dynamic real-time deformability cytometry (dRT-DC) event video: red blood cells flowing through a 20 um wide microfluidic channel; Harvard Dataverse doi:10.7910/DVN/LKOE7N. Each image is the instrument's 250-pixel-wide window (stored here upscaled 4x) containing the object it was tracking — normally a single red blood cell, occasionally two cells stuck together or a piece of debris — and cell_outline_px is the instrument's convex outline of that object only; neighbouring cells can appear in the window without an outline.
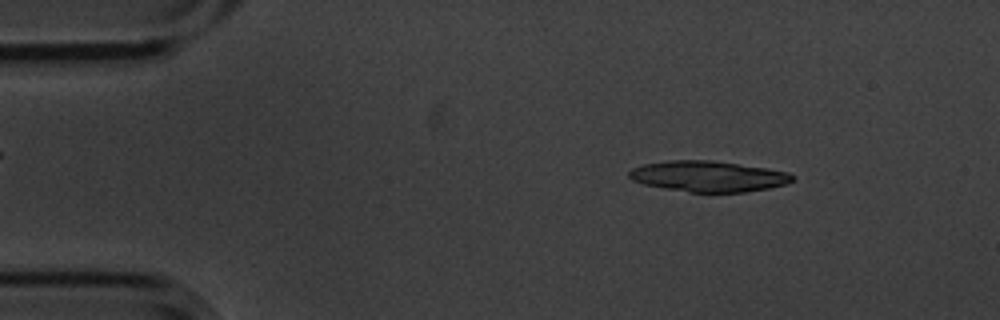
{"species": "common noctule bat (a hibernating species)", "species_latin": "Nyctalus noctula", "temperature_condition": "cold", "stored_images_in_passage": 4, "camera_frame_rate_fps": 3000, "um_per_image_px": 0.085, "animal": {"sex": "male", "body_mass_g": 20.1, "forearm_length_mm": 53.5}, "frame": {"image": 1, "passage_image": 2, "time_ms": 0.333, "image_size_px": [1000, 320], "cell_outline_px": [[796, 180], [788, 184], [768, 188], [744, 192], [688, 192], [664, 188], [644, 184], [632, 180], [628, 176], [628, 172], [632, 168], [644, 164], [668, 160], [712, 160], [768, 168], [788, 172], [796, 176]], "centroid_in_image_um": [60.24, 14.98], "position_along_channel_um": 24.8, "area_um2": 29.54}}